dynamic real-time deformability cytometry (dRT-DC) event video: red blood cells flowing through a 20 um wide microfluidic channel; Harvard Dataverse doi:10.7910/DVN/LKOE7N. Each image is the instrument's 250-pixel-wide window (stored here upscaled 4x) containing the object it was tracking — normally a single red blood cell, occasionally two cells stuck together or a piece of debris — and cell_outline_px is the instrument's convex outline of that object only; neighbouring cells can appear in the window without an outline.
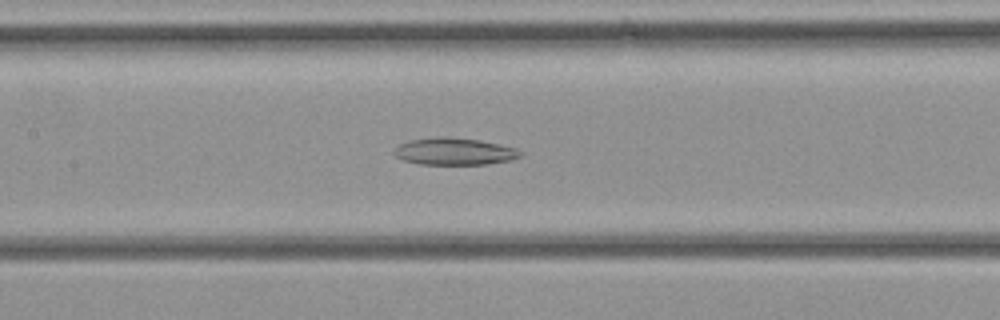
{"species": "common noctule bat (a hibernating species)", "species_latin": "Nyctalus noctula", "temperature_condition": "cold", "stored_images_in_passage": 35, "camera_frame_rate_fps": 3000, "um_per_image_px": 0.085, "animal": {"sex": "female", "body_mass_g": 21.9}, "frame": {"image": 1, "passage_image": 16, "time_ms": 5.0, "image_size_px": [1000, 320], "cell_outline_px": [[524, 152], [520, 156], [512, 160], [488, 164], [420, 164], [404, 160], [396, 156], [392, 152], [400, 144], [408, 140], [480, 140], [500, 144], [516, 148]], "centroid_in_image_um": [38.7, 12.93], "position_along_channel_um": 168.7, "area_um2": 18.9}}
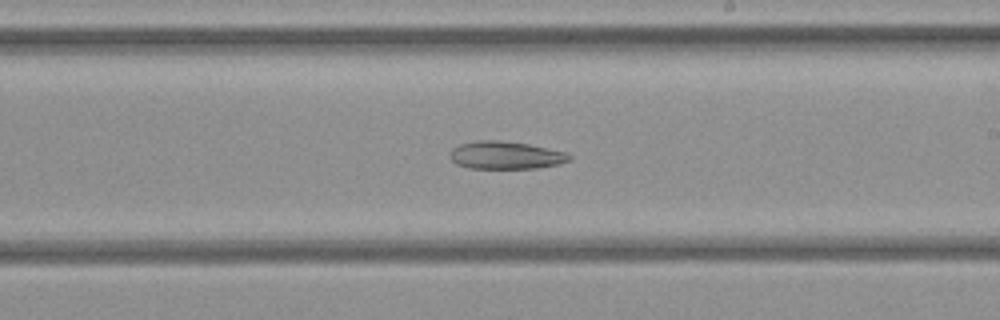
{"frame": {"image": 2, "passage_image": 20, "time_ms": 6.333, "image_size_px": [1000, 320], "cell_outline_px": [[572, 160], [560, 164], [536, 168], [468, 168], [456, 164], [448, 156], [448, 152], [452, 148], [460, 144], [476, 140], [500, 140], [528, 144], [568, 152], [572, 156]], "centroid_in_image_um": [42.98, 13.19], "position_along_channel_um": 246.0, "area_um2": 19.59}}